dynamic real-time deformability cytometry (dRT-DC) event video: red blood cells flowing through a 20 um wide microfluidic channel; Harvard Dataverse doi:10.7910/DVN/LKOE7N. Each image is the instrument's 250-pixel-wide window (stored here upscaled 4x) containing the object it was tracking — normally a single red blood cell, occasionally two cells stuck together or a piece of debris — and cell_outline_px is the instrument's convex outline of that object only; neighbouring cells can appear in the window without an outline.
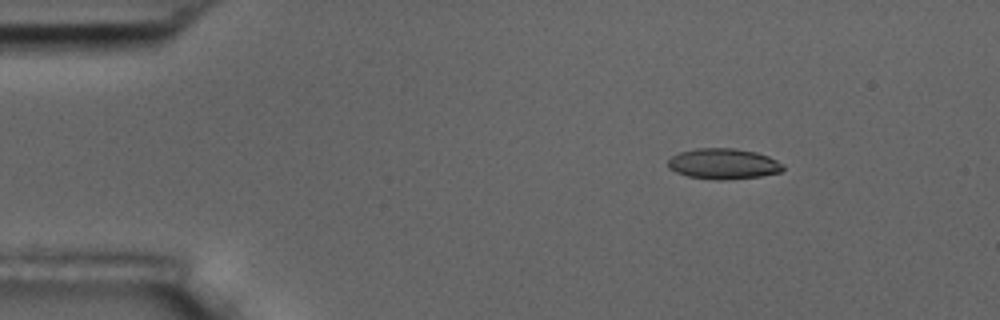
{"species": "common noctule bat (a hibernating species)", "species_latin": "Nyctalus noctula", "temperature_condition": "room temperature", "stored_images_in_passage": 4, "camera_frame_rate_fps": 3000, "um_per_image_px": 0.085, "animal": {"sex": "male", "body_mass_g": 17.5, "forearm_length_mm": 52.3}, "frame": {"image": 1, "passage_image": 2, "time_ms": 1.0, "image_size_px": [1000, 320], "cell_outline_px": [[784, 168], [780, 172], [760, 176], [720, 180], [716, 180], [688, 176], [676, 172], [668, 168], [668, 160], [672, 156], [680, 152], [696, 148], [736, 148], [756, 152], [768, 156], [784, 164]], "centroid_in_image_um": [61.48, 13.91], "position_along_channel_um": 23.5, "area_um2": 20.52}}